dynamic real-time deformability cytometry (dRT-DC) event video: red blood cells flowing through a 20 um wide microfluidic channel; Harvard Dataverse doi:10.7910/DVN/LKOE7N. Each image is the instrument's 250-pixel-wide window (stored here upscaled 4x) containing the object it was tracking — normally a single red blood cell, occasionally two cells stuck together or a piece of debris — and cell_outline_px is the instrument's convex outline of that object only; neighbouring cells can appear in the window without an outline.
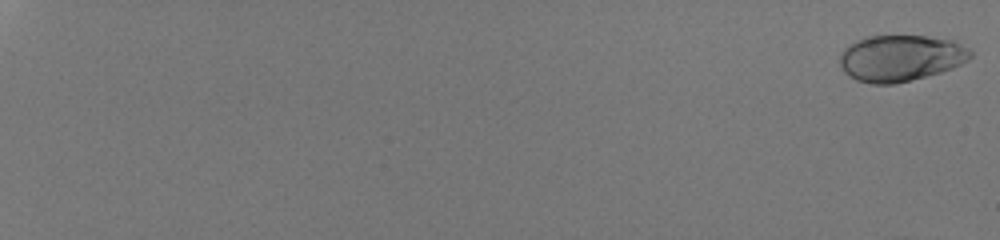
{"species": "human", "species_latin": "Homo sapiens", "temperature_condition": "room temperature", "stored_images_in_passage": 25, "camera_frame_rate_fps": 3000, "um_per_image_px": 0.085, "donor": {"sex": "male"}, "frame": {"image": 1, "passage_image": 1, "time_ms": 0.0, "image_size_px": [1000, 240], "cell_outline_px": [[972, 56], [968, 60], [952, 68], [940, 72], [896, 84], [872, 84], [856, 80], [848, 76], [844, 72], [840, 64], [840, 52], [844, 48], [856, 40], [864, 36], [928, 36], [952, 40], [968, 48], [972, 52]], "centroid_in_image_um": [76.52, 4.94], "position_along_channel_um": 8.5, "area_um2": 35.37}}
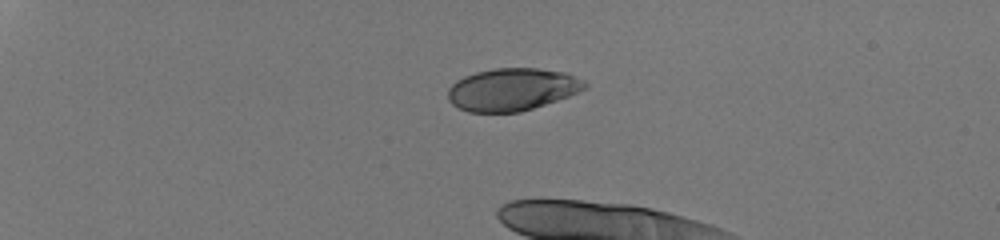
{"frame": {"image": 2, "passage_image": 17, "time_ms": 5.333, "image_size_px": [1000, 240], "cell_outline_px": [[588, 88], [568, 96], [520, 112], [468, 112], [452, 104], [448, 100], [448, 88], [456, 80], [464, 76], [476, 72], [492, 68], [536, 68], [568, 72], [584, 80], [588, 84]], "centroid_in_image_um": [43.55, 7.59], "position_along_channel_um": 41.5, "area_um2": 34.04}}